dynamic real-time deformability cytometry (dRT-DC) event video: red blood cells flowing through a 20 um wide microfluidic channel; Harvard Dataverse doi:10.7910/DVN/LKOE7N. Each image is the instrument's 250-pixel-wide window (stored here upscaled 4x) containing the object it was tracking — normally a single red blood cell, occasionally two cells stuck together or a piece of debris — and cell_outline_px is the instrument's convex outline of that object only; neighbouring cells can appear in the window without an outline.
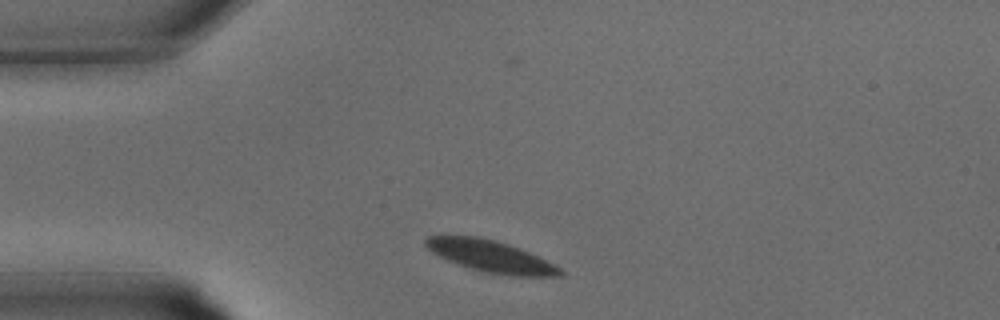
{"species": "common noctule bat (a hibernating species)", "species_latin": "Nyctalus noctula", "temperature_condition": "warm", "stored_images_in_passage": 21, "camera_frame_rate_fps": 3000, "um_per_image_px": 0.085, "animal": {"sex": "male", "body_mass_g": 15.6}, "frame": {"image": 1, "passage_image": 1, "time_ms": 0.0, "image_size_px": [1000, 320], "cell_outline_px": [[564, 276], [512, 276], [484, 272], [448, 260], [432, 252], [424, 244], [424, 240], [428, 236], [476, 236], [496, 240], [520, 248], [560, 268], [564, 272]], "centroid_in_image_um": [41.71, 21.78], "position_along_channel_um": 43.3, "area_um2": 24.45}}
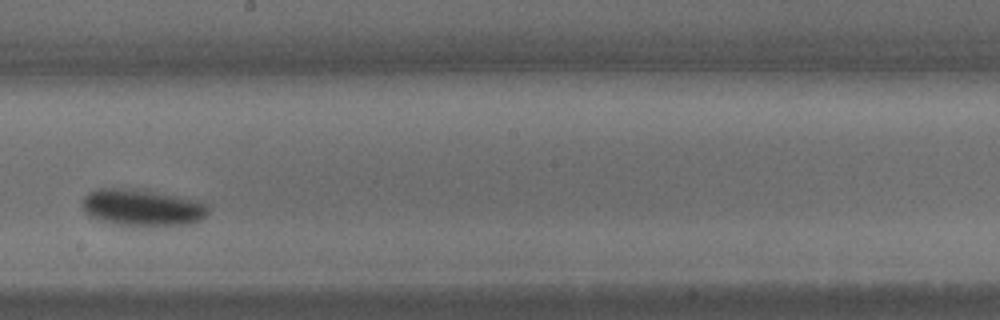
{"frame": {"image": 2, "passage_image": 12, "time_ms": 3.667, "image_size_px": [1000, 320], "cell_outline_px": [[212, 208], [196, 224], [112, 224], [100, 220], [84, 212], [80, 204], [80, 200], [88, 192], [96, 188], [120, 188], [152, 192], [204, 200]], "centroid_in_image_um": [12.1, 17.62], "position_along_channel_um": 236.1, "area_um2": 26.88}}
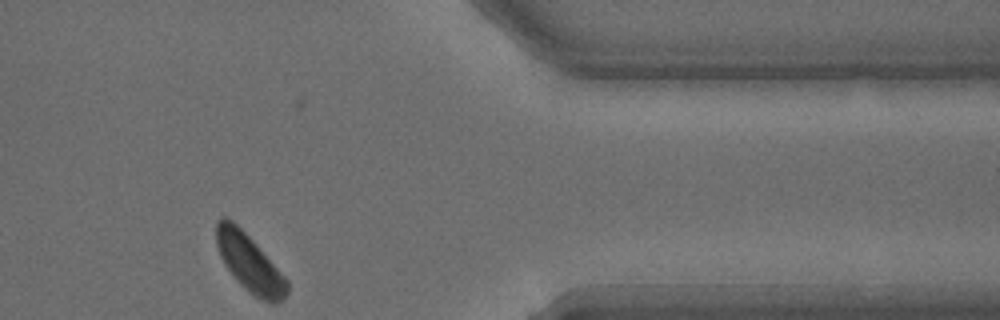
{"frame": {"image": 3, "passage_image": 21, "time_ms": 6.667, "image_size_px": [1000, 320], "cell_outline_px": [[288, 292], [284, 300], [276, 304], [272, 304], [260, 300], [248, 292], [236, 280], [224, 264], [220, 256], [216, 244], [216, 220], [220, 216], [224, 216], [232, 220], [252, 240], [288, 280]], "centroid_in_image_um": [21.2, 22.39], "position_along_channel_um": 390.2, "area_um2": 23.76}}